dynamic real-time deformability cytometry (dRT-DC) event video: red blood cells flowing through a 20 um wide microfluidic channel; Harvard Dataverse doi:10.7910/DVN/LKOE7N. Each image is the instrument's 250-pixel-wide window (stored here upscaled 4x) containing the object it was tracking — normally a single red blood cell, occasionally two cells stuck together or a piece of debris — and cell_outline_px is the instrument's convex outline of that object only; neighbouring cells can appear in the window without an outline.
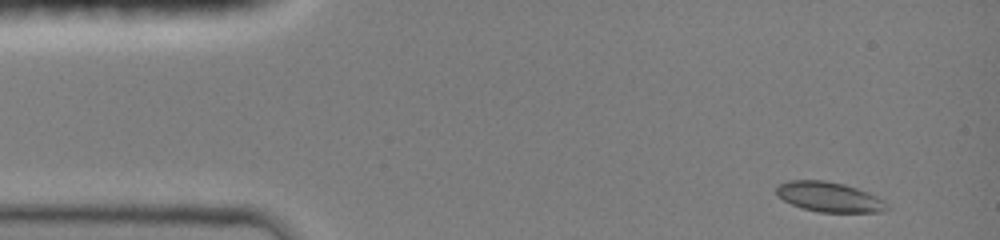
{"species": "common noctule bat (a hibernating species)", "species_latin": "Nyctalus noctula", "temperature_condition": "room temperature", "stored_images_in_passage": 31, "camera_frame_rate_fps": 3000, "um_per_image_px": 0.085, "animal": {"sex": "female", "body_mass_g": 19.0, "forearm_length_mm": 51.5}, "frame": {"image": 1, "passage_image": 1, "time_ms": 0.0, "image_size_px": [1000, 240], "cell_outline_px": [[888, 208], [884, 212], [820, 212], [800, 208], [776, 196], [776, 188], [780, 184], [788, 180], [824, 180], [844, 184], [868, 192], [884, 200]], "centroid_in_image_um": [70.46, 16.74], "position_along_channel_um": 14.5, "area_um2": 19.31}}
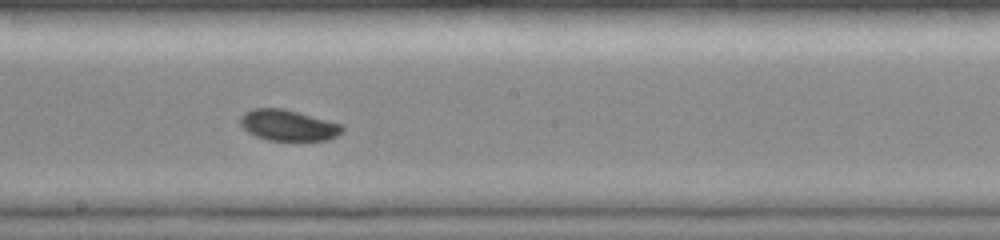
{"frame": {"image": 2, "passage_image": 17, "time_ms": 7.333, "image_size_px": [1000, 240], "cell_outline_px": [[344, 128], [336, 136], [328, 140], [268, 140], [256, 136], [248, 132], [240, 124], [240, 116], [244, 112], [252, 108], [280, 108], [344, 124]], "centroid_in_image_um": [24.48, 10.64], "position_along_channel_um": 223.7, "area_um2": 18.26}}
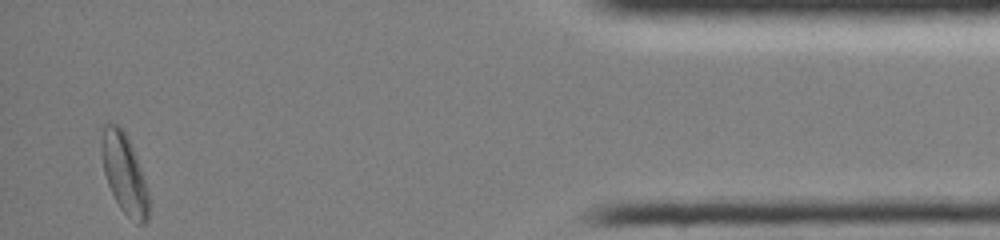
{"frame": {"image": 3, "passage_image": 31, "time_ms": 13.667, "image_size_px": [1000, 240], "cell_outline_px": [[148, 220], [144, 224], [140, 224], [128, 216], [120, 208], [108, 184], [104, 172], [100, 148], [100, 140], [104, 124], [116, 124], [124, 132], [136, 156], [148, 192]], "centroid_in_image_um": [10.54, 14.75], "position_along_channel_um": 424.7, "area_um2": 21.44}, "authors_computed_cell_mechanics": {"area_um2": 18.5538, "velocity_mm_per_s": 4.0687, "shape_relaxation_time_tau1_ms": 3.0588, "shape_relaxation_time_tau2_ms": null, "deformation_change_tau1": 0.07, "deformation_change_tau2": null}}